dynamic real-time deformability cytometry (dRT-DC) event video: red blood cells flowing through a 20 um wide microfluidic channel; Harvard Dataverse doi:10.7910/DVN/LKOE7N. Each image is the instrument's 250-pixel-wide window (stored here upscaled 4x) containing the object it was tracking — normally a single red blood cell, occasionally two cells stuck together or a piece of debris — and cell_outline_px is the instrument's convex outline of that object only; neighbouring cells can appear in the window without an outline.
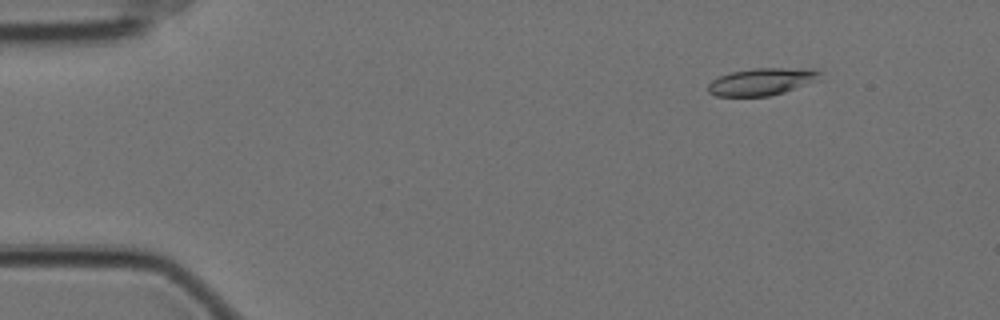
{"species": "Egyptian fruit bat (a non-hibernating species)", "species_latin": "Rousettus aegyptiacus", "temperature_condition": "cold", "stored_images_in_passage": 17, "camera_frame_rate_fps": 3000, "um_per_image_px": 0.085, "animal": {"sex": "female"}, "frame": {"image": 1, "passage_image": 7, "time_ms": 2.0, "image_size_px": [1000, 320], "cell_outline_px": [[824, 80], [784, 92], [768, 96], [716, 96], [708, 92], [708, 84], [712, 80], [720, 76], [732, 72], [756, 68], [816, 68], [820, 72]], "centroid_in_image_um": [64.87, 6.93], "position_along_channel_um": 20.1, "area_um2": 18.09}}
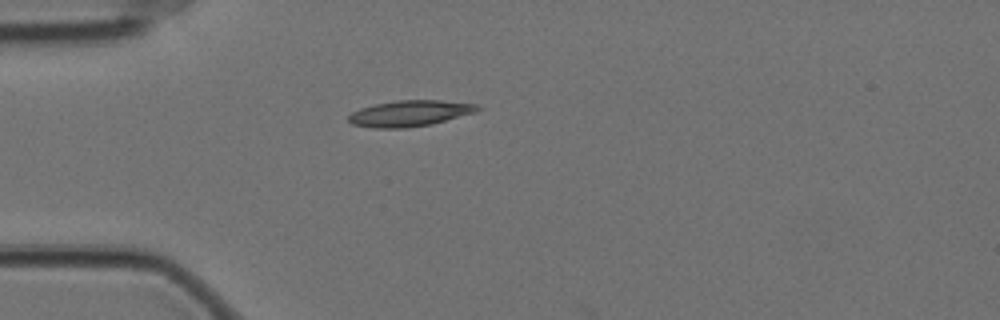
{"frame": {"image": 2, "passage_image": 16, "time_ms": 5.0, "image_size_px": [1000, 320], "cell_outline_px": [[484, 108], [476, 112], [432, 124], [404, 128], [376, 128], [352, 124], [348, 120], [348, 116], [352, 112], [360, 108], [376, 104], [396, 100], [440, 100], [480, 104]], "centroid_in_image_um": [34.89, 9.63], "position_along_channel_um": 50.1, "area_um2": 19.65}}